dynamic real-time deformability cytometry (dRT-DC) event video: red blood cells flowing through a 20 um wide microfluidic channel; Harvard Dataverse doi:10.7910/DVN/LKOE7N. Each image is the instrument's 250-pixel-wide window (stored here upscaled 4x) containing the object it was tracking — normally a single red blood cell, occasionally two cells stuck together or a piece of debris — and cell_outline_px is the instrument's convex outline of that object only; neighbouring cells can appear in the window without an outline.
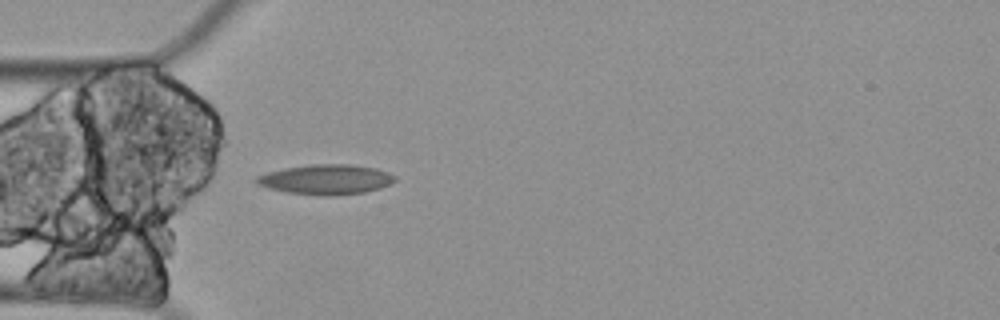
{"species": "Egyptian fruit bat (a non-hibernating species)", "species_latin": "Rousettus aegyptiacus", "temperature_condition": "cold", "stored_images_in_passage": 2, "camera_frame_rate_fps": 3000, "um_per_image_px": 0.085, "animal": {"sex": "female"}, "frame": {"image": 1, "passage_image": 2, "time_ms": 0.333, "image_size_px": [1000, 320], "cell_outline_px": [[396, 180], [380, 188], [364, 192], [332, 196], [328, 196], [288, 192], [268, 188], [252, 180], [256, 176], [268, 172], [284, 168], [312, 164], [352, 164], [376, 168], [388, 172], [396, 176]], "centroid_in_image_um": [27.72, 15.24], "position_along_channel_um": 57.3, "area_um2": 24.1}}